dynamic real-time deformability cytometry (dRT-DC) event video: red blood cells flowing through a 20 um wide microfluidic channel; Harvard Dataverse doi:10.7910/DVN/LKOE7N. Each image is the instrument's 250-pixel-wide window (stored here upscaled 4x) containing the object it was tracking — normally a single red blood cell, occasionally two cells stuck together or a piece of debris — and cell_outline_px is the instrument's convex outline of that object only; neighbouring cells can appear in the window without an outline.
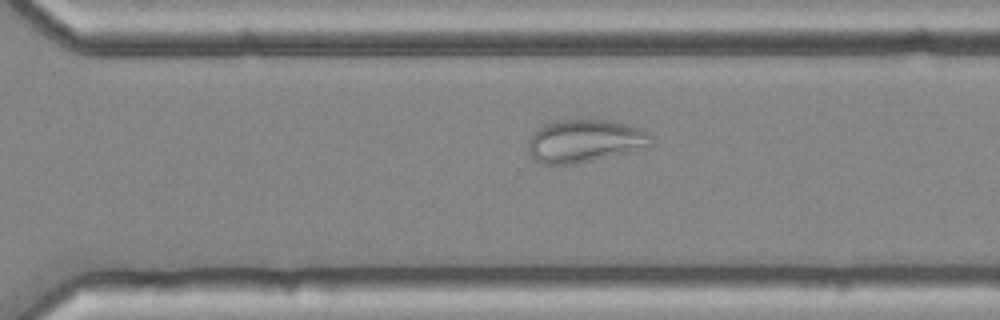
{"species": "common noctule bat (a hibernating species)", "species_latin": "Nyctalus noctula", "temperature_condition": "cold", "stored_images_in_passage": 52, "camera_frame_rate_fps": 3000, "um_per_image_px": 0.085, "animal": {"sex": "female", "body_mass_g": 25.1}, "frame": {"image": 1, "passage_image": 37, "time_ms": 12.0, "image_size_px": [1000, 320], "cell_outline_px": [[656, 140], [648, 148], [576, 164], [540, 164], [528, 152], [528, 140], [536, 128], [544, 124], [556, 120], [608, 120], [628, 124], [640, 128], [648, 132]], "centroid_in_image_um": [49.74, 11.98], "position_along_channel_um": 320.9, "area_um2": 31.21}}